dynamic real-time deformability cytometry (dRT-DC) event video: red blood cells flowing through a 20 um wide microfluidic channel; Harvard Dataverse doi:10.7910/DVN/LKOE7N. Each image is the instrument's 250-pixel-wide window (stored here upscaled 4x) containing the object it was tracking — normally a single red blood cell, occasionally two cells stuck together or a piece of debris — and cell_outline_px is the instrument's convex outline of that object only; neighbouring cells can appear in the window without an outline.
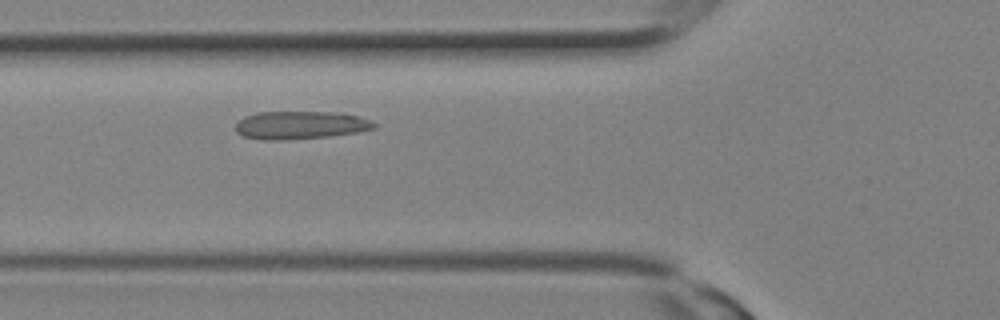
{"species": "Egyptian fruit bat (a non-hibernating species)", "species_latin": "Rousettus aegyptiacus", "temperature_condition": "room temperature", "stored_images_in_passage": 13, "camera_frame_rate_fps": 3000, "um_per_image_px": 0.085, "animal": {"sex": "female"}, "frame": {"image": 1, "passage_image": 6, "time_ms": 1.667, "image_size_px": [1000, 320], "cell_outline_px": [[376, 128], [360, 132], [328, 136], [280, 140], [260, 140], [244, 136], [236, 132], [236, 124], [244, 116], [256, 112], [328, 112], [356, 116], [368, 120], [376, 124]], "centroid_in_image_um": [25.48, 10.64], "position_along_channel_um": 100.3, "area_um2": 22.37}}
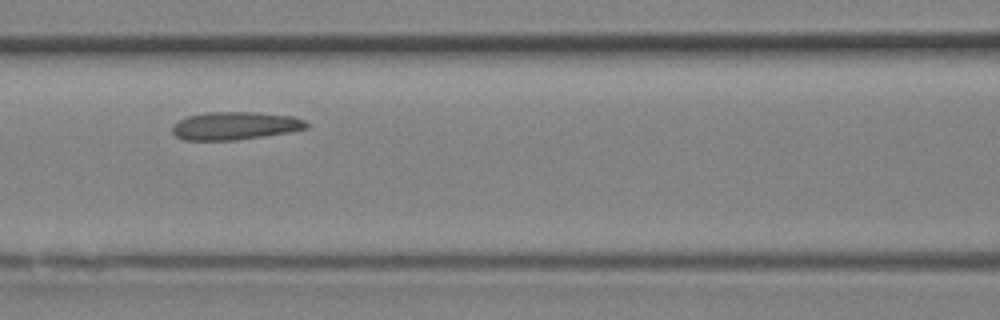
{"frame": {"image": 2, "passage_image": 8, "time_ms": 2.333, "image_size_px": [1000, 320], "cell_outline_px": [[308, 128], [288, 132], [264, 136], [236, 140], [184, 140], [176, 136], [172, 132], [172, 124], [188, 116], [204, 112], [252, 112], [296, 116], [304, 120], [308, 124]], "centroid_in_image_um": [19.97, 10.69], "position_along_channel_um": 146.6, "area_um2": 21.91}}
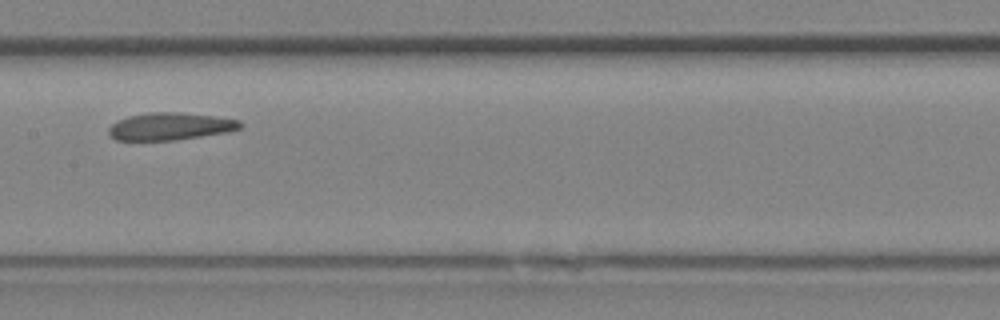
{"frame": {"image": 3, "passage_image": 10, "time_ms": 3.0, "image_size_px": [1000, 320], "cell_outline_px": [[244, 124], [240, 128], [228, 132], [176, 140], [116, 140], [108, 136], [108, 128], [116, 120], [128, 116], [152, 112], [176, 112], [212, 116], [240, 120]], "centroid_in_image_um": [14.44, 10.75], "position_along_channel_um": 193.0, "area_um2": 21.04}}